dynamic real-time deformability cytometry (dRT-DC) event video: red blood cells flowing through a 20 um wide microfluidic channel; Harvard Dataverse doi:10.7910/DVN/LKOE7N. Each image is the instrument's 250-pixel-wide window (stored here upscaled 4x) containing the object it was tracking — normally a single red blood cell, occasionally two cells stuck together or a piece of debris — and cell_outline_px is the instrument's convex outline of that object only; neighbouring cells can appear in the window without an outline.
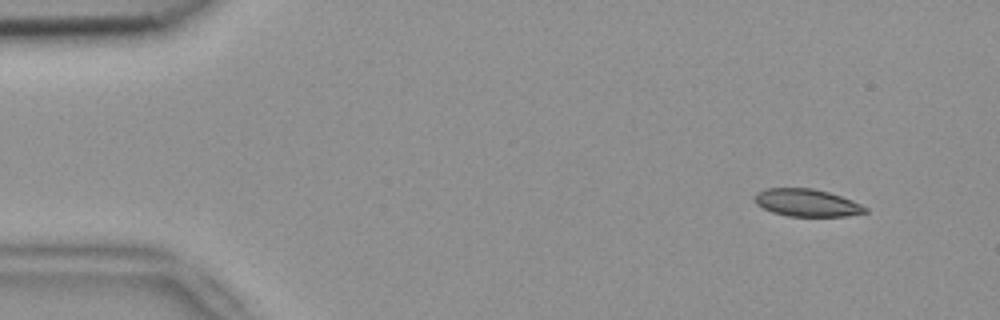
{"species": "common noctule bat (a hibernating species)", "species_latin": "Nyctalus noctula", "temperature_condition": "room temperature", "stored_images_in_passage": 49, "camera_frame_rate_fps": 3000, "um_per_image_px": 0.085, "animal": {"sex": "female", "body_mass_g": 18.4}, "frame": {"image": 1, "passage_image": 1, "time_ms": 0.0, "image_size_px": [1000, 320], "cell_outline_px": [[868, 212], [848, 216], [788, 216], [772, 212], [756, 204], [752, 200], [752, 196], [756, 192], [764, 188], [812, 188], [828, 192], [852, 200], [868, 208]], "centroid_in_image_um": [68.54, 17.23], "position_along_channel_um": 16.5, "area_um2": 17.86}}
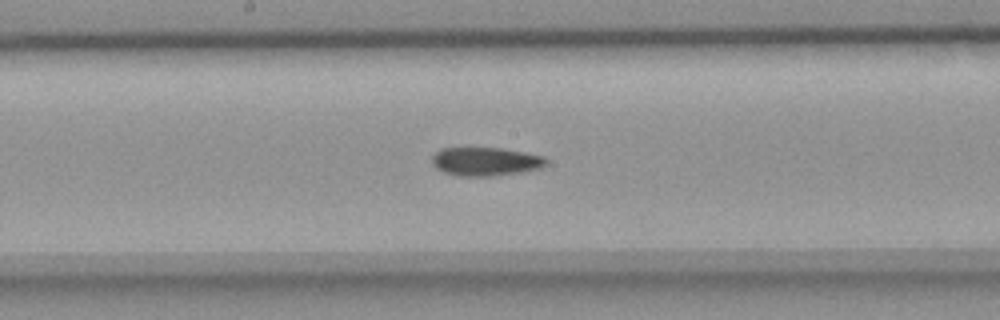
{"frame": {"image": 2, "passage_image": 24, "time_ms": 7.667, "image_size_px": [1000, 320], "cell_outline_px": [[548, 160], [540, 168], [520, 172], [492, 176], [456, 176], [444, 172], [436, 168], [432, 164], [432, 156], [440, 148], [500, 148], [524, 152], [544, 156]], "centroid_in_image_um": [41.24, 13.73], "position_along_channel_um": 207.0, "area_um2": 18.96}}
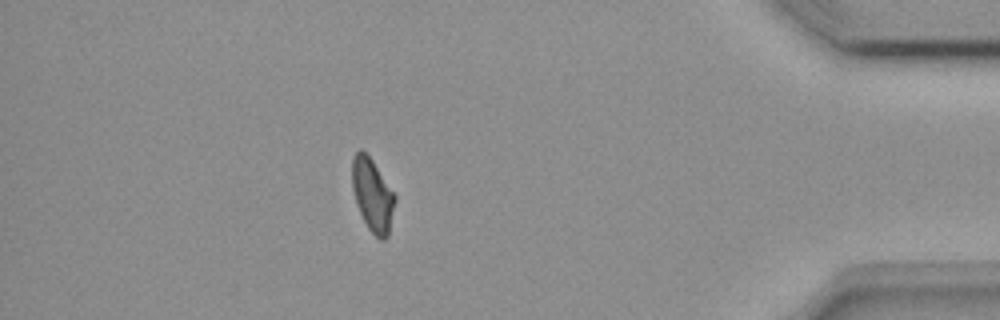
{"frame": {"image": 3, "passage_image": 43, "time_ms": 14.0, "image_size_px": [1000, 320], "cell_outline_px": [[396, 200], [388, 236], [384, 240], [380, 240], [368, 228], [356, 204], [352, 188], [352, 160], [356, 152], [360, 148], [372, 160], [396, 196]], "centroid_in_image_um": [31.66, 16.59], "position_along_channel_um": 403.5, "area_um2": 18.03}, "authors_computed_cell_mechanics": {"area_um2": 18.9584, "velocity_mm_per_s": 3.812, "shape_relaxation_time_tau1_ms": null, "shape_relaxation_time_tau2_ms": 10.1738, "deformation_change_tau1": null, "deformation_change_tau2": 0.1669}}